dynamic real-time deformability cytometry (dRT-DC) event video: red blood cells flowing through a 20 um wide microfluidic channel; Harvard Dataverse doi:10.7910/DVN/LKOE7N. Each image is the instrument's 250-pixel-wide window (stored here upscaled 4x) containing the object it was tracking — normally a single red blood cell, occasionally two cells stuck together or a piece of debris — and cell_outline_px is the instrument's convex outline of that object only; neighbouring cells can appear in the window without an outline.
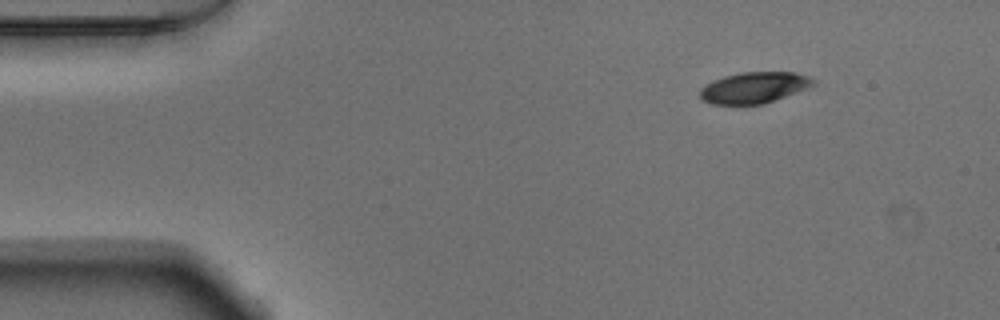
{"species": "Egyptian fruit bat (a non-hibernating species)", "species_latin": "Rousettus aegyptiacus", "temperature_condition": "warm", "stored_images_in_passage": 47, "camera_frame_rate_fps": 3000, "um_per_image_px": 0.085, "animal": {"sex": "male"}, "frame": {"image": 1, "passage_image": 1, "time_ms": 0.0, "image_size_px": [1000, 320], "cell_outline_px": [[816, 84], [764, 104], [712, 104], [700, 100], [700, 88], [704, 84], [724, 76], [740, 72], [792, 72], [808, 76], [816, 80]], "centroid_in_image_um": [64.06, 7.44], "position_along_channel_um": 20.9, "area_um2": 20.52}}
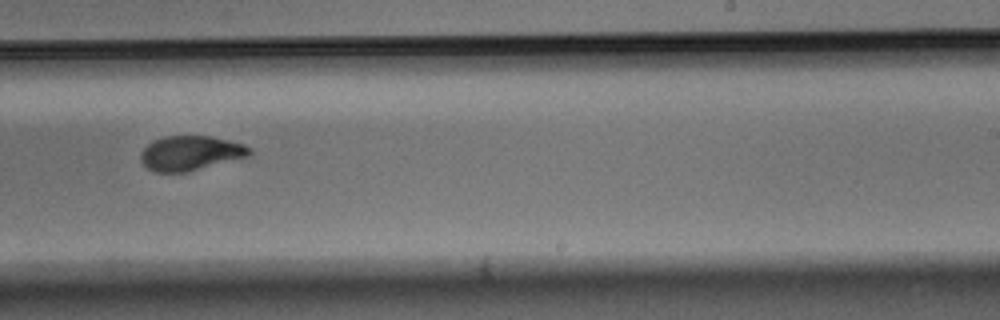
{"frame": {"image": 2, "passage_image": 27, "time_ms": 8.667, "image_size_px": [1000, 320], "cell_outline_px": [[252, 156], [188, 172], [156, 172], [148, 168], [140, 160], [140, 152], [152, 140], [164, 136], [212, 136], [244, 144], [252, 148]], "centroid_in_image_um": [16.23, 13.01], "position_along_channel_um": 272.8, "area_um2": 22.31}}
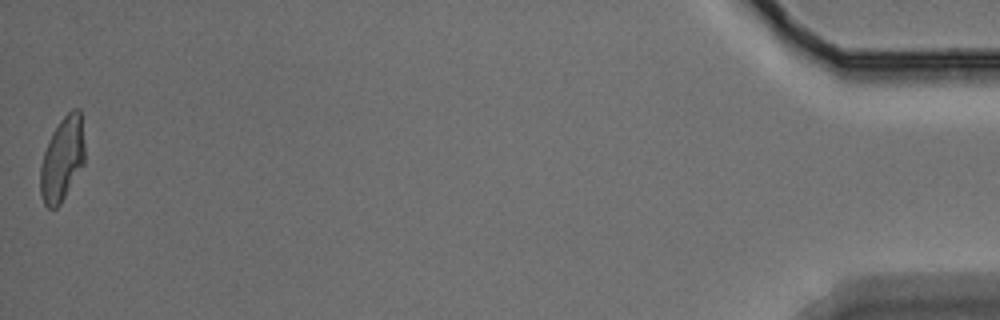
{"frame": {"image": 3, "passage_image": 47, "time_ms": 15.333, "image_size_px": [1000, 320], "cell_outline_px": [[84, 164], [60, 204], [56, 208], [48, 208], [44, 204], [40, 192], [40, 168], [44, 152], [48, 140], [52, 132], [60, 120], [72, 108], [80, 108], [84, 144]], "centroid_in_image_um": [5.29, 13.51], "position_along_channel_um": 429.9, "area_um2": 21.73}, "authors_computed_cell_mechanics": {"area_um2": 22.4842, "velocity_mm_per_s": 3.8135, "shape_relaxation_time_tau1_ms": 4.2445, "shape_relaxation_time_tau2_ms": 1.7419, "deformation_change_tau1": 0.1598, "deformation_change_tau2": 0.0668}}